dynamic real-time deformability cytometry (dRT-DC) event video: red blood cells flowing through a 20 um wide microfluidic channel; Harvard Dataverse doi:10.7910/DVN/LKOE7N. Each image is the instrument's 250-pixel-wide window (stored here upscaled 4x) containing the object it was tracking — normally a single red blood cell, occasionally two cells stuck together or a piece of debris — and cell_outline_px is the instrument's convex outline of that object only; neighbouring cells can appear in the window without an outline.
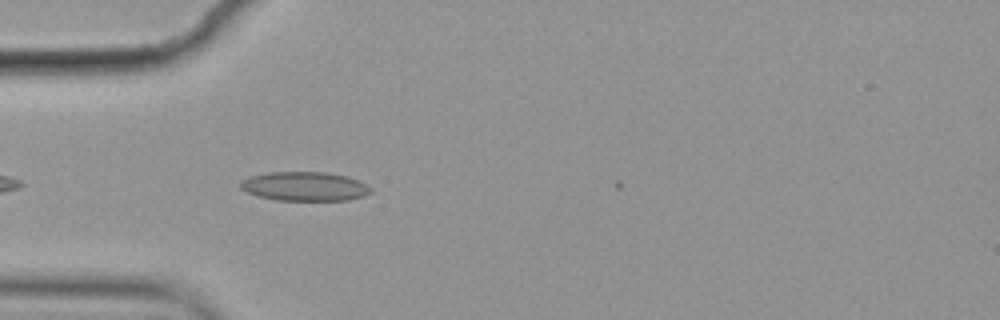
{"species": "common noctule bat (a hibernating species)", "species_latin": "Nyctalus noctula", "temperature_condition": "cold", "stored_images_in_passage": 6, "camera_frame_rate_fps": 3000, "um_per_image_px": 0.085, "animal": {"sex": "female", "body_mass_g": 19.9}, "frame": {"image": 1, "passage_image": 5, "time_ms": 1.333, "image_size_px": [1000, 320], "cell_outline_px": [[372, 192], [364, 196], [348, 200], [276, 200], [256, 196], [240, 188], [240, 180], [248, 176], [268, 172], [328, 172], [348, 176], [372, 188]], "centroid_in_image_um": [25.87, 15.83], "position_along_channel_um": 59.1, "area_um2": 22.25}}